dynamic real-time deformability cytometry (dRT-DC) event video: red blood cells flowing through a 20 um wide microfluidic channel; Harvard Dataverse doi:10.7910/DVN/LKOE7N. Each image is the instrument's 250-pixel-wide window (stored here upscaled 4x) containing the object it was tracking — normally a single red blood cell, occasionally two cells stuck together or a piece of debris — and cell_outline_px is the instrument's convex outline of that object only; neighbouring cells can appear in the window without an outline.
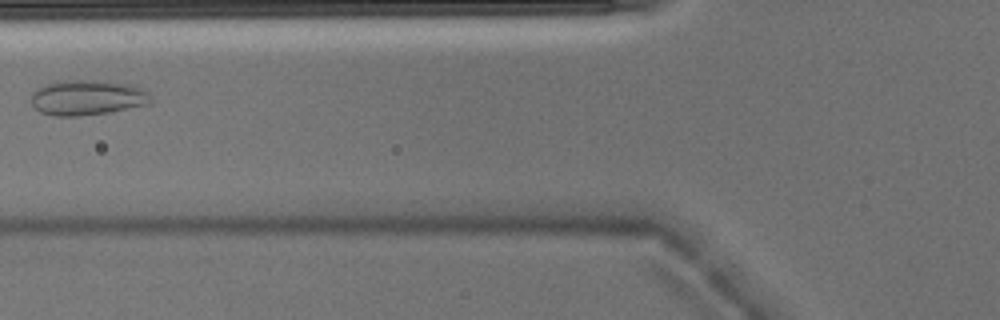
{"species": "Egyptian fruit bat (a non-hibernating species)", "species_latin": "Rousettus aegyptiacus", "temperature_condition": "warm", "stored_images_in_passage": 2, "camera_frame_rate_fps": 3000, "um_per_image_px": 0.085, "animal": {"sex": "male"}, "frame": {"image": 1, "passage_image": 2, "time_ms": 0.333, "image_size_px": [1000, 320], "cell_outline_px": [[148, 104], [108, 112], [80, 116], [52, 116], [40, 112], [32, 104], [32, 92], [36, 88], [60, 80], [104, 80], [128, 84], [140, 88], [148, 92]], "centroid_in_image_um": [7.36, 8.29], "position_along_channel_um": 118.4, "area_um2": 24.39}}